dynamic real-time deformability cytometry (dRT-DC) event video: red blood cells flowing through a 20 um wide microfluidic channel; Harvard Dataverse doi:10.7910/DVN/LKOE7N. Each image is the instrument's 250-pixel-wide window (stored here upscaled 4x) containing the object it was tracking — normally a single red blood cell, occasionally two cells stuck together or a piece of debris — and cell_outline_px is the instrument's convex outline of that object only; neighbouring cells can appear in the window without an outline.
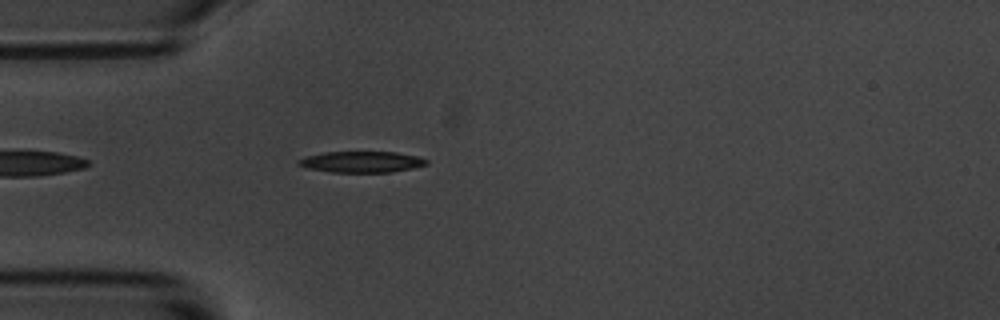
{"species": "common noctule bat (a hibernating species)", "species_latin": "Nyctalus noctula", "temperature_condition": "room temperature", "stored_images_in_passage": 2, "camera_frame_rate_fps": 3000, "um_per_image_px": 0.085, "animal": {"sex": "male", "body_mass_g": 20.1, "forearm_length_mm": 53.5}, "frame": {"image": 1, "passage_image": 2, "time_ms": 1.0, "image_size_px": [1000, 320], "cell_outline_px": [[428, 164], [412, 168], [388, 172], [332, 172], [304, 168], [296, 164], [296, 160], [308, 156], [324, 152], [396, 152], [416, 156], [428, 160]], "centroid_in_image_um": [30.68, 13.76], "position_along_channel_um": 54.3, "area_um2": 15.72}}